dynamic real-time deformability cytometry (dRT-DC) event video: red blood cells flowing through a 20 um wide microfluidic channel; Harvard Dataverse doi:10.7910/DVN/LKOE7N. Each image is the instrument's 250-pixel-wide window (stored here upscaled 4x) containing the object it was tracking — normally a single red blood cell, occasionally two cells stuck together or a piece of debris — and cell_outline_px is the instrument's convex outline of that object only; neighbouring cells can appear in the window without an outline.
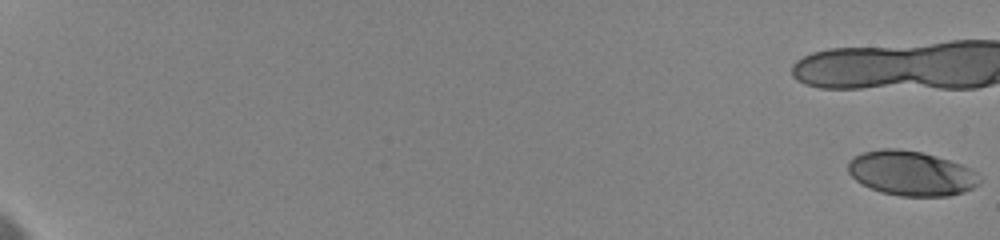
{"species": "human", "species_latin": "Homo sapiens", "temperature_condition": "cold", "stored_images_in_passage": 44, "camera_frame_rate_fps": 3000, "um_per_image_px": 0.085, "donor": {"sex": "female"}, "frame": {"image": 1, "passage_image": 1, "time_ms": 0.0, "image_size_px": [1000, 240], "cell_outline_px": [[980, 184], [964, 192], [948, 196], [900, 196], [880, 192], [860, 184], [848, 172], [848, 160], [852, 156], [864, 152], [880, 148], [896, 148], [920, 152], [936, 156], [960, 164], [976, 172], [980, 176]], "centroid_in_image_um": [77.42, 14.73], "position_along_channel_um": 7.6, "area_um2": 34.39}, "authors_computed_cell_mechanics": {"area_um2": 35.836, "velocity_mm_per_s": 3.5726, "shape_relaxation_time_tau1_ms": 4.0052, "shape_relaxation_time_tau2_ms": 1.967, "deformation_change_tau1": 0.1541, "deformation_change_tau2": 0.0608}}